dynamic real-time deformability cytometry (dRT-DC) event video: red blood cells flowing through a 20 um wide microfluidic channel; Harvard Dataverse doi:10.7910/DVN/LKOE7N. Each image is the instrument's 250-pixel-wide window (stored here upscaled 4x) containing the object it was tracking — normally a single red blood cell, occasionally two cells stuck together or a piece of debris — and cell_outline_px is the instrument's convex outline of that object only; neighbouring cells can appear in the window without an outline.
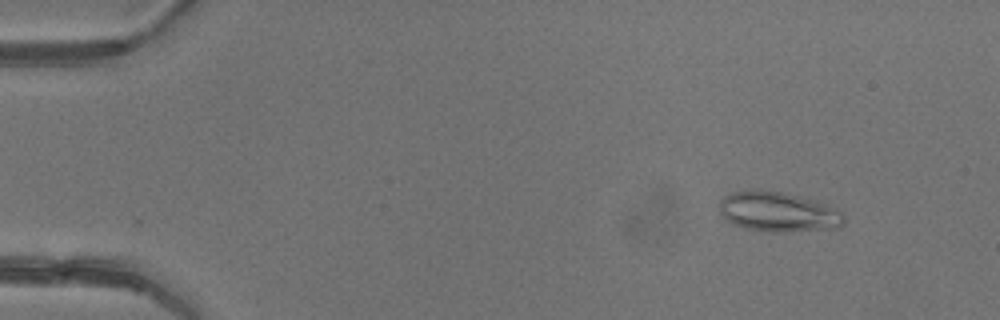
{"species": "common noctule bat (a hibernating species)", "species_latin": "Nyctalus noctula", "temperature_condition": "warm", "stored_images_in_passage": 5, "camera_frame_rate_fps": 3000, "um_per_image_px": 0.085, "animal": {"sex": "female"}, "frame": {"image": 1, "passage_image": 2, "time_ms": 1.0, "image_size_px": [1000, 320], "cell_outline_px": [[844, 224], [840, 228], [784, 232], [772, 232], [748, 228], [732, 224], [724, 220], [720, 212], [720, 200], [724, 196], [732, 192], [752, 188], [780, 192], [800, 196], [824, 204], [840, 212], [844, 216]], "centroid_in_image_um": [66.1, 18.0], "position_along_channel_um": 18.9, "area_um2": 29.02}}